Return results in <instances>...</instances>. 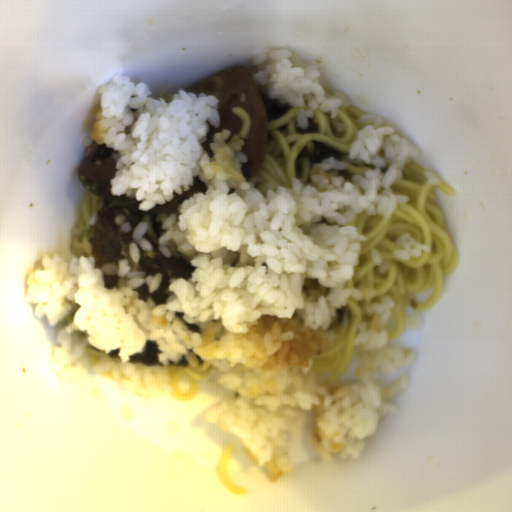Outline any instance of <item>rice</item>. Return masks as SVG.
Returning <instances> with one entry per match:
<instances>
[{
  "mask_svg": "<svg viewBox=\"0 0 512 512\" xmlns=\"http://www.w3.org/2000/svg\"><path fill=\"white\" fill-rule=\"evenodd\" d=\"M428 244H423L416 237L405 232L396 239V250L392 256L399 259L408 260L413 256L422 255L423 251L429 252Z\"/></svg>",
  "mask_w": 512,
  "mask_h": 512,
  "instance_id": "rice-3",
  "label": "rice"
},
{
  "mask_svg": "<svg viewBox=\"0 0 512 512\" xmlns=\"http://www.w3.org/2000/svg\"><path fill=\"white\" fill-rule=\"evenodd\" d=\"M258 92L268 100H276L296 109V123L300 130L309 128V118L315 111L327 112L333 128L343 133L345 125L338 119L341 108L350 107L351 99L345 91L333 95L325 92L319 83L316 63L304 61L295 52L272 50L254 55L245 67Z\"/></svg>",
  "mask_w": 512,
  "mask_h": 512,
  "instance_id": "rice-2",
  "label": "rice"
},
{
  "mask_svg": "<svg viewBox=\"0 0 512 512\" xmlns=\"http://www.w3.org/2000/svg\"><path fill=\"white\" fill-rule=\"evenodd\" d=\"M148 228L149 223L141 221L132 231L131 238L133 242H130L129 245V255L135 264L140 260V250L149 251L153 248L151 241L144 238V234Z\"/></svg>",
  "mask_w": 512,
  "mask_h": 512,
  "instance_id": "rice-4",
  "label": "rice"
},
{
  "mask_svg": "<svg viewBox=\"0 0 512 512\" xmlns=\"http://www.w3.org/2000/svg\"><path fill=\"white\" fill-rule=\"evenodd\" d=\"M99 93L82 145L114 149L112 195L134 198L147 211L190 191L195 176L207 191L161 224L162 256L191 268L190 279L169 280L161 305L138 294L142 284L156 292L161 273L130 271L118 260L117 283L107 287L89 239L86 255L44 254L27 271L24 297L34 317L58 327L45 360L51 374L63 384L97 374L154 400L172 393L170 362H209L228 392L204 422L237 435L273 482L292 470L289 449L309 411V442L322 461L360 457L409 387L404 373L390 386L380 381L411 367L418 354L389 341L393 296L381 295L358 323L350 386L332 390L314 362L335 344L337 309L377 293L346 288L367 241L353 218L365 212L387 220L409 202L392 194L391 184L403 180L419 146L396 121L363 115L359 122L368 126L356 133L348 158L371 165L365 175L345 180L347 162L329 157L311 167L307 184L257 185L242 174L246 142L239 134L226 144L230 131L216 132L213 158L201 146L210 126L220 124L218 97L185 89L152 99L147 82L117 74ZM148 341L161 350V365L129 362Z\"/></svg>",
  "mask_w": 512,
  "mask_h": 512,
  "instance_id": "rice-1",
  "label": "rice"
}]
</instances>
